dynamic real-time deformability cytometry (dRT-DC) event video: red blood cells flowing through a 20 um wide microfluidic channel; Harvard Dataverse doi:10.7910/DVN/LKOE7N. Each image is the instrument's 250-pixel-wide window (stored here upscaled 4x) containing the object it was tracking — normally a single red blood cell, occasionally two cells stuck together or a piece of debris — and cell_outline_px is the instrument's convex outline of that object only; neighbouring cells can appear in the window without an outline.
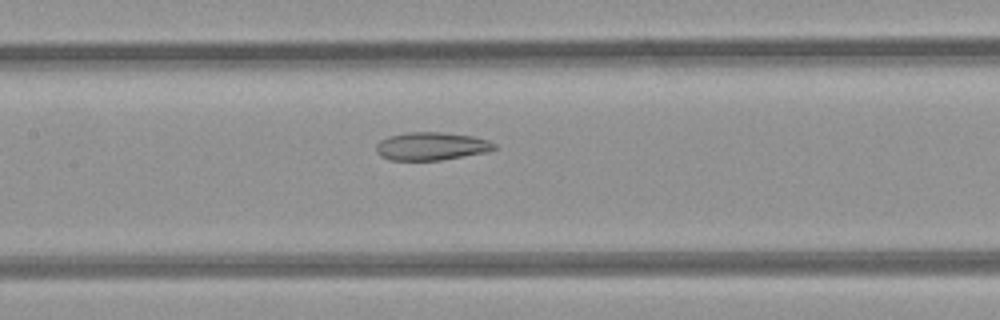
{"species": "common noctule bat (a hibernating species)", "species_latin": "Nyctalus noctula", "temperature_condition": "room temperature", "stored_images_in_passage": 6, "camera_frame_rate_fps": 3000, "um_per_image_px": 0.085, "animal": {"sex": "female", "body_mass_g": 21.9}, "frame": {"image": 1, "passage_image": 5, "time_ms": 1.333, "image_size_px": [1000, 320], "cell_outline_px": [[496, 148], [488, 152], [440, 160], [388, 160], [380, 156], [376, 152], [376, 144], [380, 140], [388, 136], [408, 132], [444, 132], [472, 136], [488, 140], [496, 144]], "centroid_in_image_um": [36.65, 12.43], "position_along_channel_um": 170.8, "area_um2": 19.42}}